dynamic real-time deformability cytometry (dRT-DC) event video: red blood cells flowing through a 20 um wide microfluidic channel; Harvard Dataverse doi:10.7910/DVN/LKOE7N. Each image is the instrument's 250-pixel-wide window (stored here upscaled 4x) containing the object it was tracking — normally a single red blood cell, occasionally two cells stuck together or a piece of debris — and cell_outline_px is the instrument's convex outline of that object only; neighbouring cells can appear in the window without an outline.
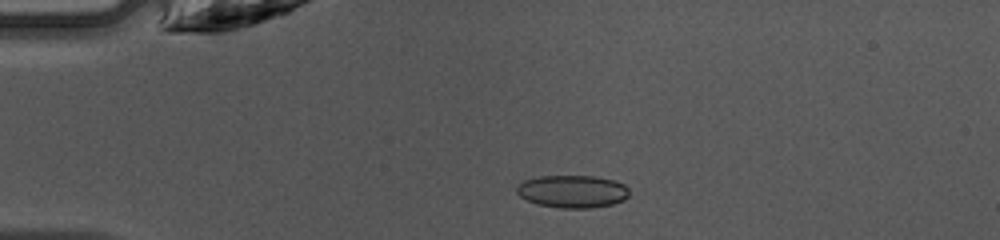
{"species": "common noctule bat (a hibernating species)", "species_latin": "Nyctalus noctula", "temperature_condition": "warm", "stored_images_in_passage": 18, "camera_frame_rate_fps": 3000, "um_per_image_px": 0.085, "animal": {"sex": "female", "body_mass_g": 10.0, "forearm_length_mm": 53.1}, "frame": {"image": 1, "passage_image": 11, "time_ms": 3.333, "image_size_px": [1000, 240], "cell_outline_px": [[628, 196], [624, 200], [612, 204], [592, 208], [560, 208], [536, 204], [520, 196], [516, 192], [516, 184], [524, 180], [536, 176], [596, 176], [612, 180], [624, 184], [628, 188]], "centroid_in_image_um": [48.63, 16.27], "position_along_channel_um": 36.4, "area_um2": 21.56}}
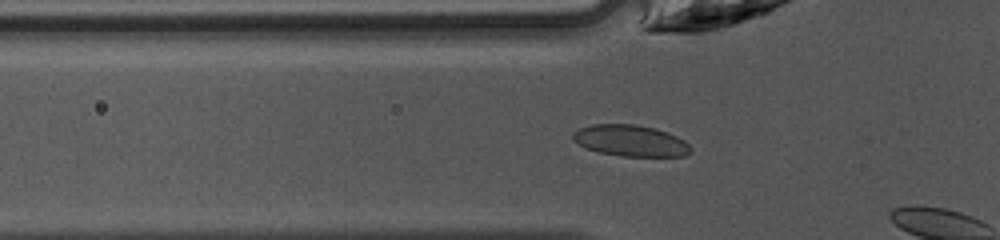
{"frame": {"image": 2, "passage_image": 16, "time_ms": 5.0, "image_size_px": [1000, 240], "cell_outline_px": [[692, 148], [684, 156], [620, 156], [600, 152], [588, 148], [580, 144], [572, 136], [572, 132], [580, 128], [592, 124], [636, 124], [656, 128], [668, 132], [684, 140]], "centroid_in_image_um": [53.62, 11.94], "position_along_channel_um": 72.2, "area_um2": 21.33}}